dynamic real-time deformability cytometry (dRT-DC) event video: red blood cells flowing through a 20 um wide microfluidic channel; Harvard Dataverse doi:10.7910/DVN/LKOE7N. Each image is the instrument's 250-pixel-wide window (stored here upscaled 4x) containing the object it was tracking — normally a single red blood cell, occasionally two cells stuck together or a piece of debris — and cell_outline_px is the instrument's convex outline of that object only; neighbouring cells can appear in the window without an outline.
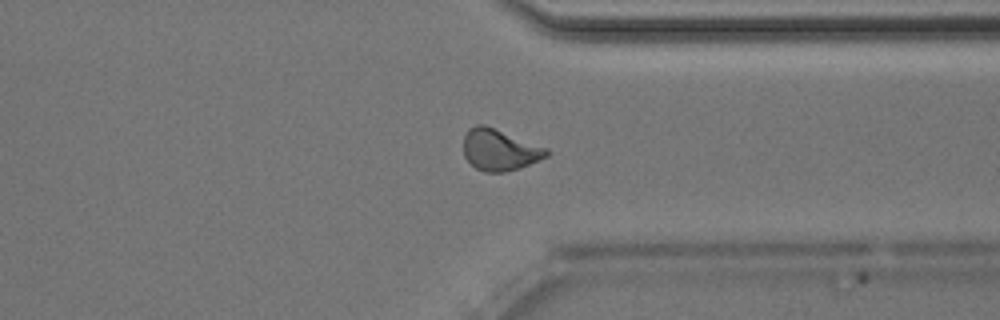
{"species": "Egyptian fruit bat (a non-hibernating species)", "species_latin": "Rousettus aegyptiacus", "temperature_condition": "room temperature", "stored_images_in_passage": 38, "camera_frame_rate_fps": 3000, "um_per_image_px": 0.085, "animal": {"sex": "male"}, "frame": {"image": 1, "passage_image": 27, "time_ms": 8.667, "image_size_px": [1000, 320], "cell_outline_px": [[548, 156], [520, 168], [504, 172], [484, 172], [476, 168], [464, 156], [464, 136], [468, 128], [476, 124], [484, 124], [548, 148]], "centroid_in_image_um": [42.46, 12.73], "position_along_channel_um": 368.9, "area_um2": 20.0}, "authors_computed_cell_mechanics": {"area_um2": 19.7387, "velocity_mm_per_s": 4.0335, "shape_relaxation_time_tau1_ms": 4.9092, "shape_relaxation_time_tau2_ms": 1.4844, "deformation_change_tau1": 0.1245, "deformation_change_tau2": 0.0708}}